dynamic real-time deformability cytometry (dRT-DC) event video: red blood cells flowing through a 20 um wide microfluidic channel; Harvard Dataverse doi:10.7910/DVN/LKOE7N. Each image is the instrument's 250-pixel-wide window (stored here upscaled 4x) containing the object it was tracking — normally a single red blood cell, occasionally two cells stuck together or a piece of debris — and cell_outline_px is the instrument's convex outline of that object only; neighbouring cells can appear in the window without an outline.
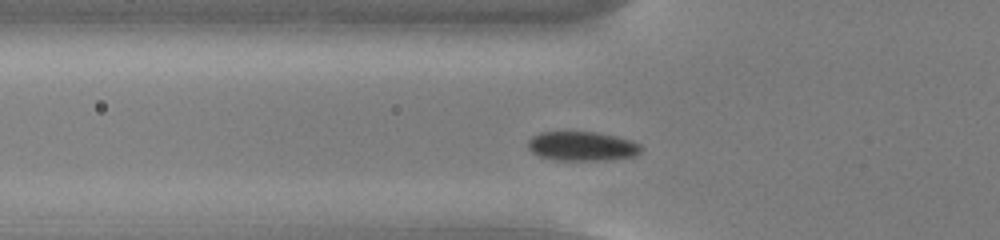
{"species": "common noctule bat (a hibernating species)", "species_latin": "Nyctalus noctula", "temperature_condition": "cold", "stored_images_in_passage": 44, "camera_frame_rate_fps": 3000, "um_per_image_px": 0.085, "animal": {"sex": "male", "body_mass_g": 13.0, "forearm_length_mm": 53.1}, "frame": {"image": 1, "passage_image": 8, "time_ms": 2.333, "image_size_px": [1000, 240], "cell_outline_px": [[644, 148], [636, 156], [608, 160], [556, 160], [536, 156], [528, 148], [528, 140], [532, 136], [540, 132], [596, 132], [616, 136], [632, 140], [640, 144]], "centroid_in_image_um": [49.49, 12.43], "position_along_channel_um": 76.3, "area_um2": 19.59}}
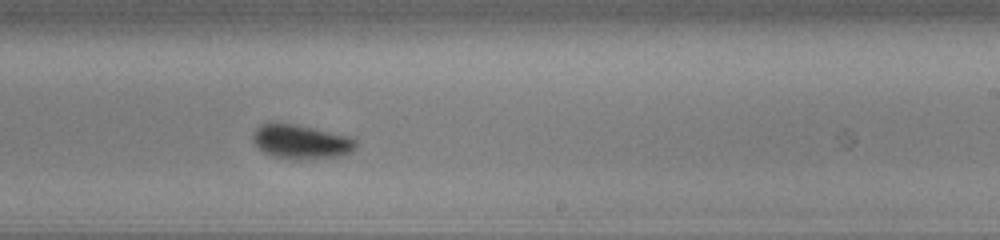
{"frame": {"image": 2, "passage_image": 23, "time_ms": 7.333, "image_size_px": [1000, 240], "cell_outline_px": [[356, 148], [352, 152], [340, 156], [296, 160], [292, 160], [276, 156], [264, 152], [252, 140], [252, 136], [256, 128], [260, 124], [296, 124], [348, 136], [356, 140]], "centroid_in_image_um": [25.61, 12.06], "position_along_channel_um": 263.4, "area_um2": 20.29}}
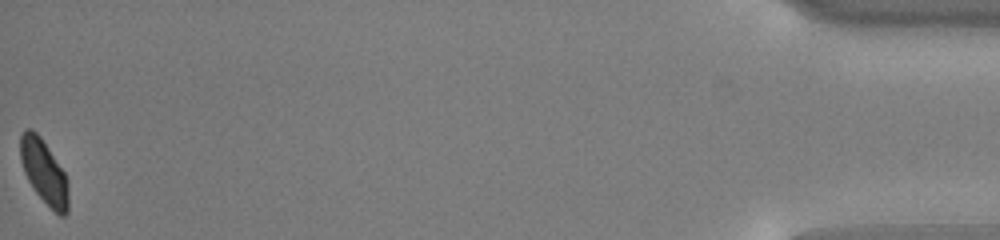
{"frame": {"image": 3, "passage_image": 44, "time_ms": 14.333, "image_size_px": [1000, 240], "cell_outline_px": [[68, 212], [64, 216], [60, 216], [32, 188], [24, 172], [20, 160], [20, 132], [24, 128], [32, 128], [40, 136], [64, 172], [68, 180]], "centroid_in_image_um": [3.72, 14.57], "position_along_channel_um": 431.5, "area_um2": 17.92}, "authors_computed_cell_mechanics": {"area_um2": 19.4497, "velocity_mm_per_s": 3.7484, "shape_relaxation_time_tau1_ms": 1.7721, "shape_relaxation_time_tau2_ms": null, "deformation_change_tau1": 0.0756, "deformation_change_tau2": null}}